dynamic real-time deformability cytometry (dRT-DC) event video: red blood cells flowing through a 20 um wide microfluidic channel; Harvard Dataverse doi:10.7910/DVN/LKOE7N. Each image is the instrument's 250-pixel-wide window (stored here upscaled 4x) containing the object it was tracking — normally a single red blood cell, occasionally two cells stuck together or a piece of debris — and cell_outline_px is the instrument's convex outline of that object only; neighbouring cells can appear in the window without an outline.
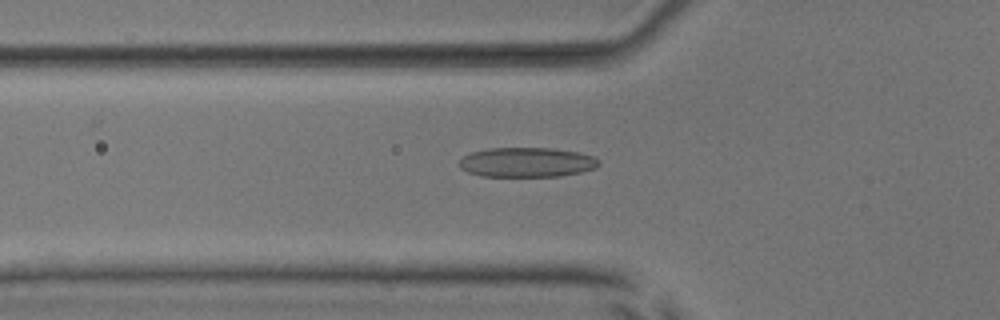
{"species": "common noctule bat (a hibernating species)", "species_latin": "Nyctalus noctula", "temperature_condition": "room temperature", "stored_images_in_passage": 38, "camera_frame_rate_fps": 3000, "um_per_image_px": 0.085, "animal": {"sex": "male", "body_mass_g": 17.9, "forearm_length_mm": 54.2}, "frame": {"image": 1, "passage_image": 4, "time_ms": 1.0, "image_size_px": [1000, 320], "cell_outline_px": [[600, 164], [596, 168], [580, 172], [560, 176], [480, 176], [468, 172], [460, 168], [456, 164], [464, 156], [472, 152], [488, 148], [552, 148], [576, 152], [592, 156], [600, 160]], "centroid_in_image_um": [44.75, 13.79], "position_along_channel_um": 81.0, "area_um2": 24.16}}
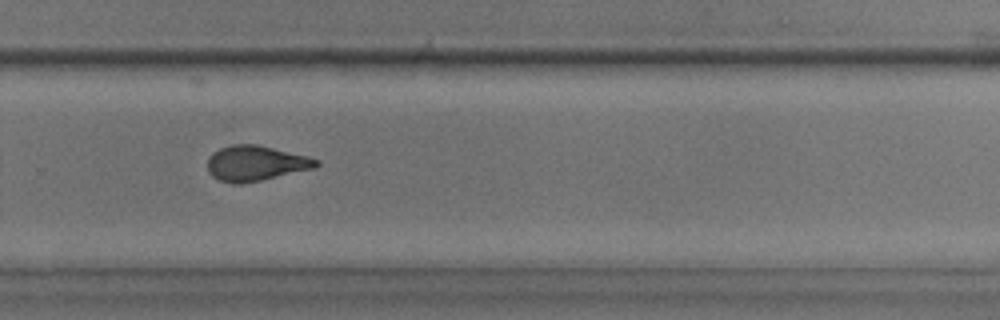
{"frame": {"image": 2, "passage_image": 21, "time_ms": 6.667, "image_size_px": [1000, 320], "cell_outline_px": [[320, 164], [316, 168], [260, 180], [240, 184], [232, 184], [220, 180], [212, 176], [208, 172], [208, 156], [212, 152], [220, 148], [232, 144], [256, 144], [308, 156], [320, 160]], "centroid_in_image_um": [21.73, 13.87], "position_along_channel_um": 308.1, "area_um2": 22.43}}
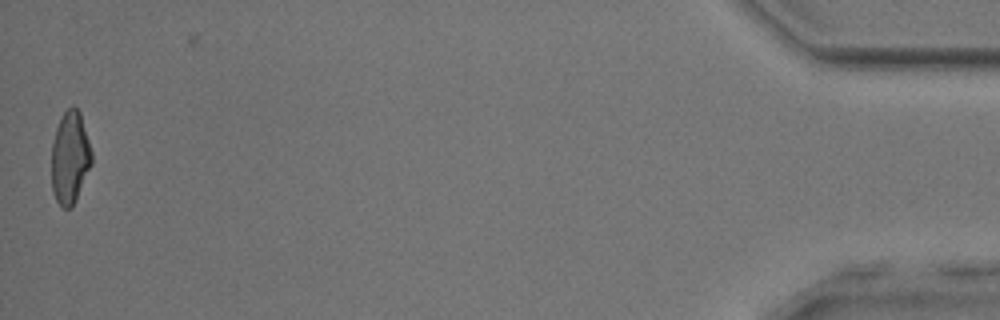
{"frame": {"image": 3, "passage_image": 37, "time_ms": 12.0, "image_size_px": [1000, 320], "cell_outline_px": [[92, 164], [76, 200], [72, 208], [60, 208], [52, 192], [52, 144], [56, 128], [60, 116], [72, 104], [80, 112], [92, 152]], "centroid_in_image_um": [5.95, 13.41], "position_along_channel_um": 429.3, "area_um2": 21.85}, "authors_computed_cell_mechanics": {"area_um2": 22.3686, "velocity_mm_per_s": 4.0073, "shape_relaxation_time_tau1_ms": 7.5422, "shape_relaxation_time_tau2_ms": 1.2869, "deformation_change_tau1": 0.2184, "deformation_change_tau2": 0.0817}}